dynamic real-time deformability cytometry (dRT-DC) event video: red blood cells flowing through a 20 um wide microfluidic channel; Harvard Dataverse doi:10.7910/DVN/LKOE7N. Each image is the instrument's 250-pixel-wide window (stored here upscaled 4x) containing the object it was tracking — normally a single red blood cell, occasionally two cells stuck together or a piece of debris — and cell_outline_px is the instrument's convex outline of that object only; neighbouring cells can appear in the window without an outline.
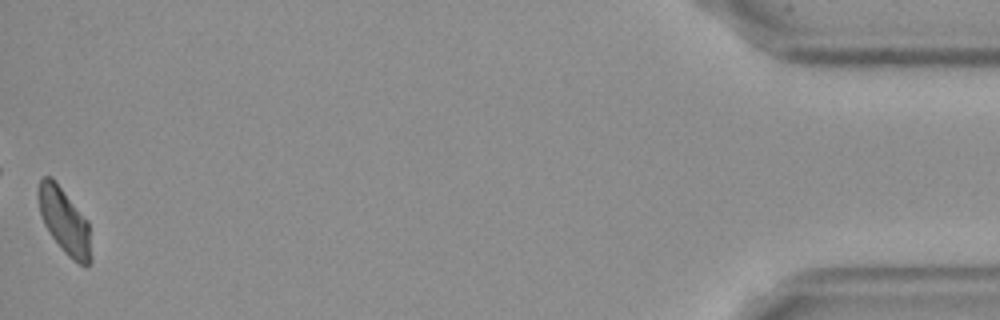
{"species": "Egyptian fruit bat (a non-hibernating species)", "species_latin": "Rousettus aegyptiacus", "temperature_condition": "cold", "stored_images_in_passage": 39, "camera_frame_rate_fps": 3000, "um_per_image_px": 0.085, "frame": {"image": 1, "passage_image": 39, "time_ms": 12.667, "image_size_px": [1000, 320], "cell_outline_px": [[92, 264], [80, 264], [72, 260], [60, 248], [44, 224], [40, 212], [36, 196], [40, 180], [44, 176], [52, 176], [88, 220], [92, 256]], "centroid_in_image_um": [5.48, 18.79], "position_along_channel_um": 429.7, "area_um2": 20.4}, "authors_computed_cell_mechanics": {"area_um2": 20.9814, "velocity_mm_per_s": 3.619, "shape_relaxation_time_tau1_ms": null, "shape_relaxation_time_tau2_ms": 3.7777, "deformation_change_tau1": null, "deformation_change_tau2": 0.0989}}